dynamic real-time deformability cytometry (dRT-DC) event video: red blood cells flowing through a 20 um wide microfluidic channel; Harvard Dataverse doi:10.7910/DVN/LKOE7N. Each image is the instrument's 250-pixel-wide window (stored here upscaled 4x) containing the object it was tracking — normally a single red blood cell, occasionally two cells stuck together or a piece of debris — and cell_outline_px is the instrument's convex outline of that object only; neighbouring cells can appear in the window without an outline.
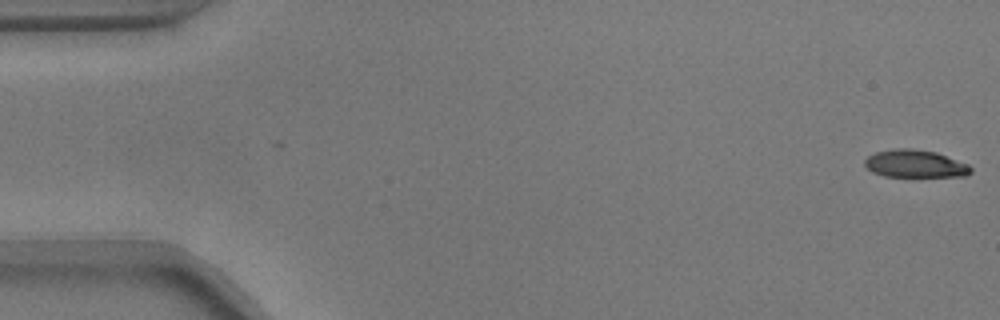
{"species": "common noctule bat (a hibernating species)", "species_latin": "Nyctalus noctula", "temperature_condition": "warm", "stored_images_in_passage": 54, "camera_frame_rate_fps": 3000, "um_per_image_px": 0.085, "animal": {"sex": "male", "body_mass_g": 17.9}, "frame": {"image": 1, "passage_image": 1, "time_ms": 0.0, "image_size_px": [1000, 320], "cell_outline_px": [[972, 172], [968, 176], [884, 176], [872, 172], [864, 164], [864, 160], [868, 156], [876, 152], [896, 148], [912, 148], [936, 152], [968, 164], [972, 168]], "centroid_in_image_um": [77.79, 13.91], "position_along_channel_um": 7.2, "area_um2": 17.05}}
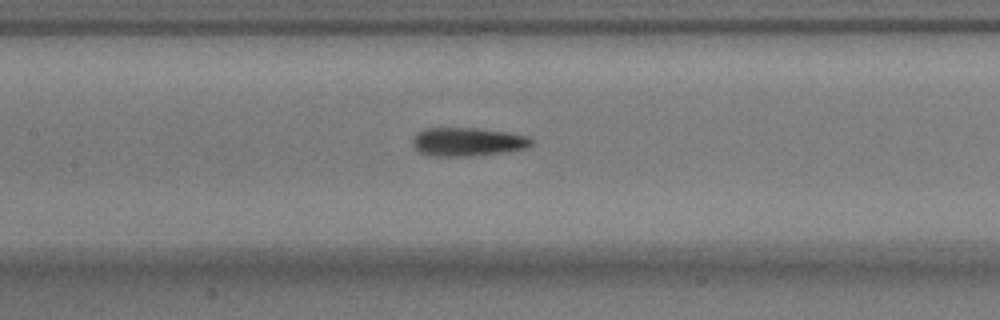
{"frame": {"image": 2, "passage_image": 25, "time_ms": 8.0, "image_size_px": [1000, 320], "cell_outline_px": [[532, 144], [528, 148], [508, 152], [468, 156], [428, 156], [412, 148], [412, 136], [416, 132], [424, 128], [476, 128], [508, 132], [528, 136], [532, 140]], "centroid_in_image_um": [39.7, 12.06], "position_along_channel_um": 167.7, "area_um2": 20.17}}
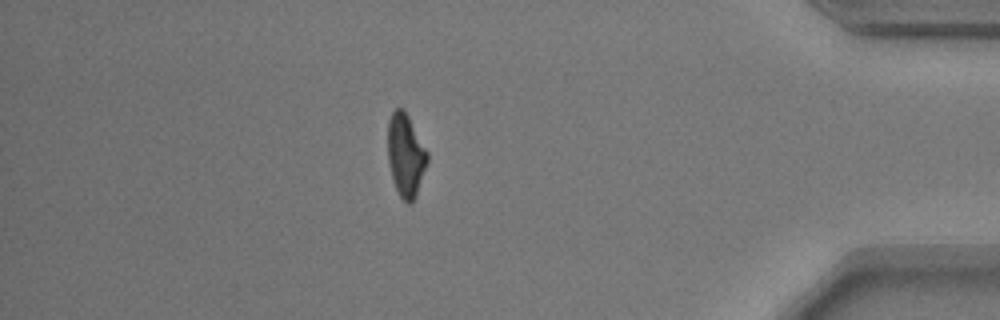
{"frame": {"image": 3, "passage_image": 47, "time_ms": 15.333, "image_size_px": [1000, 320], "cell_outline_px": [[428, 160], [416, 196], [412, 204], [408, 204], [400, 196], [396, 188], [392, 176], [388, 160], [388, 120], [392, 112], [396, 108], [404, 108], [428, 152]], "centroid_in_image_um": [34.49, 13.18], "position_along_channel_um": 400.7, "area_um2": 19.02}, "authors_computed_cell_mechanics": {"area_um2": 19.074, "velocity_mm_per_s": 3.7398, "shape_relaxation_time_tau1_ms": 5.6403, "shape_relaxation_time_tau2_ms": 3.1777, "deformation_change_tau1": 0.2036, "deformation_change_tau2": 0.1205}}